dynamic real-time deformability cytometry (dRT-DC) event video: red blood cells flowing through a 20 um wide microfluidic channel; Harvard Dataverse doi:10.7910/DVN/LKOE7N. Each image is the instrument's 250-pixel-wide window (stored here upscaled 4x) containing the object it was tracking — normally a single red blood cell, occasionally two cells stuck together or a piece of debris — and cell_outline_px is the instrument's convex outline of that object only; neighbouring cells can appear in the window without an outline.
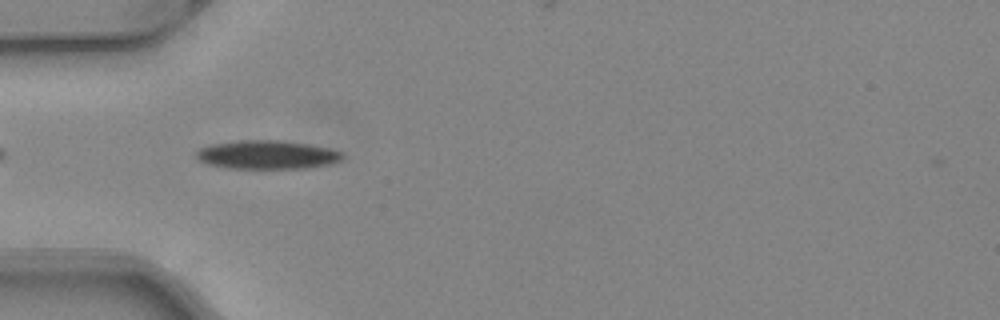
{"species": "common noctule bat (a hibernating species)", "species_latin": "Nyctalus noctula", "temperature_condition": "warm", "stored_images_in_passage": 8, "camera_frame_rate_fps": 3000, "um_per_image_px": 0.085, "animal": {"sex": "female", "body_mass_g": 24.6, "forearm_length_mm": 56.2}, "frame": {"image": 1, "passage_image": 2, "time_ms": 0.333, "image_size_px": [1000, 320], "cell_outline_px": [[344, 156], [340, 160], [328, 164], [304, 168], [228, 168], [208, 164], [200, 160], [196, 156], [196, 152], [200, 148], [208, 144], [240, 140], [280, 140], [308, 144], [332, 148], [344, 152]], "centroid_in_image_um": [22.71, 13.14], "position_along_channel_um": 62.3, "area_um2": 24.45}}
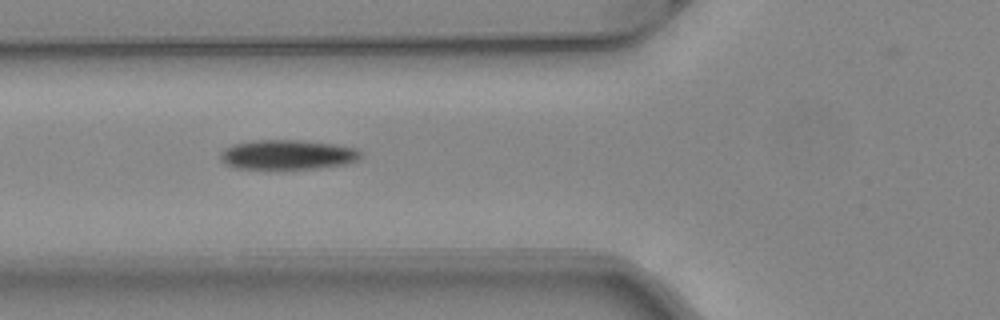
{"frame": {"image": 2, "passage_image": 5, "time_ms": 1.333, "image_size_px": [1000, 320], "cell_outline_px": [[360, 160], [348, 164], [316, 168], [236, 168], [224, 164], [220, 160], [220, 152], [224, 148], [236, 144], [252, 140], [300, 140], [332, 144], [356, 148], [360, 152]], "centroid_in_image_um": [24.43, 13.14], "position_along_channel_um": 101.4, "area_um2": 24.16}}